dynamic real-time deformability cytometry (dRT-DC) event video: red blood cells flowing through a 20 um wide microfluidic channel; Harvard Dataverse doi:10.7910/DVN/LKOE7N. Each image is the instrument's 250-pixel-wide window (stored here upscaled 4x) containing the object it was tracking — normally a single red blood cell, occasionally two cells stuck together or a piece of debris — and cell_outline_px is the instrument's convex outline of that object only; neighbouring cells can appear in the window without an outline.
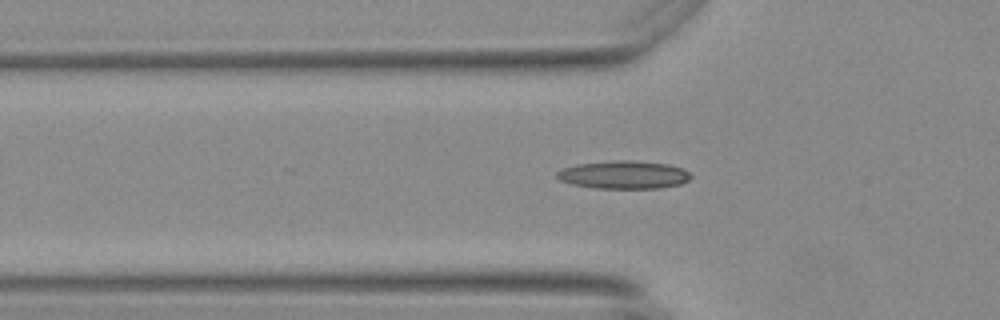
{"species": "Egyptian fruit bat (a non-hibernating species)", "species_latin": "Rousettus aegyptiacus", "temperature_condition": "warm", "stored_images_in_passage": 49, "camera_frame_rate_fps": 3000, "um_per_image_px": 0.085, "animal": {"sex": "female"}, "frame": {"image": 1, "passage_image": 19, "time_ms": 6.0, "image_size_px": [1000, 320], "cell_outline_px": [[692, 176], [688, 180], [680, 184], [660, 188], [596, 188], [572, 184], [560, 180], [556, 176], [556, 172], [560, 168], [576, 164], [620, 160], [628, 160], [668, 164], [680, 168], [688, 172]], "centroid_in_image_um": [52.98, 14.85], "position_along_channel_um": 72.8, "area_um2": 21.73}}
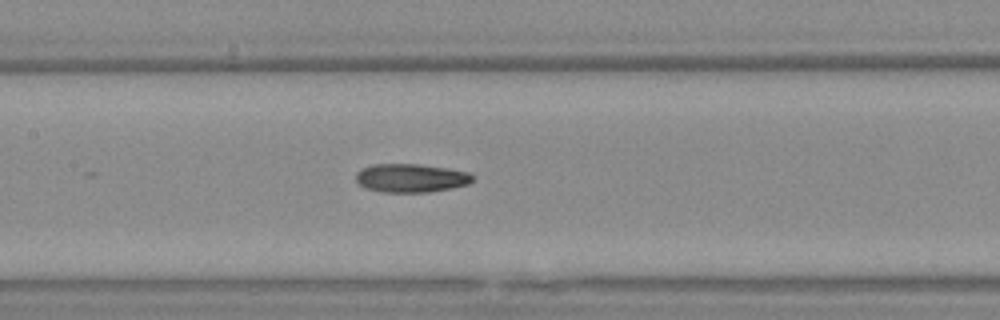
{"frame": {"image": 2, "passage_image": 27, "time_ms": 8.667, "image_size_px": [1000, 320], "cell_outline_px": [[472, 180], [468, 184], [452, 188], [428, 192], [380, 192], [364, 188], [356, 180], [356, 172], [372, 164], [420, 164], [468, 172], [472, 176]], "centroid_in_image_um": [34.89, 15.14], "position_along_channel_um": 172.5, "area_um2": 19.31}}
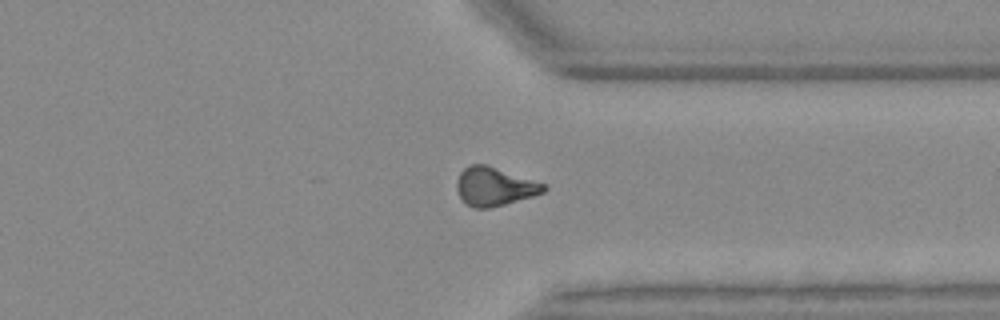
{"frame": {"image": 3, "passage_image": 43, "time_ms": 14.0, "image_size_px": [1000, 320], "cell_outline_px": [[548, 188], [544, 192], [532, 196], [504, 204], [488, 208], [476, 208], [464, 204], [456, 188], [456, 180], [460, 172], [468, 164], [484, 164], [544, 184]], "centroid_in_image_um": [41.97, 15.86], "position_along_channel_um": 369.4, "area_um2": 19.25}}